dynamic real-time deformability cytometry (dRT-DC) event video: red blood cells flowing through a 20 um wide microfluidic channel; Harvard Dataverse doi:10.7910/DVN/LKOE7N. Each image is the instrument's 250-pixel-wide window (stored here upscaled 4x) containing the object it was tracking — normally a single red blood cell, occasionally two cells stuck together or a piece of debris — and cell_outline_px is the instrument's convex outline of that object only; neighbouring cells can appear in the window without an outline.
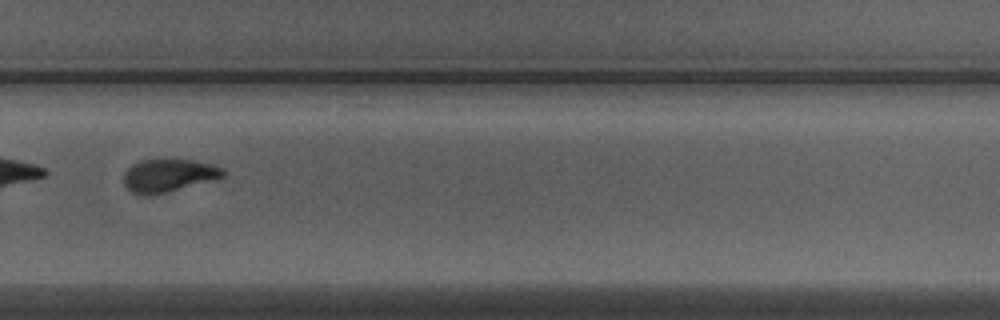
{"species": "Egyptian fruit bat (a non-hibernating species)", "species_latin": "Rousettus aegyptiacus", "temperature_condition": "warm", "stored_images_in_passage": 34, "camera_frame_rate_fps": 3000, "um_per_image_px": 0.085, "animal": {"sex": "male"}, "frame": {"image": 1, "passage_image": 20, "time_ms": 6.333, "image_size_px": [1000, 320], "cell_outline_px": [[228, 172], [224, 176], [216, 180], [148, 196], [144, 196], [132, 192], [124, 184], [124, 172], [132, 164], [140, 160], [164, 156], [192, 160], [212, 164], [224, 168]], "centroid_in_image_um": [14.35, 14.86], "position_along_channel_um": 315.4, "area_um2": 19.88}, "authors_computed_cell_mechanics": {"area_um2": 20.2589, "velocity_mm_per_s": 4.0504, "shape_relaxation_time_tau1_ms": 3.1997, "shape_relaxation_time_tau2_ms": 1.3931, "deformation_change_tau1": 0.1725, "deformation_change_tau2": 0.0848}}